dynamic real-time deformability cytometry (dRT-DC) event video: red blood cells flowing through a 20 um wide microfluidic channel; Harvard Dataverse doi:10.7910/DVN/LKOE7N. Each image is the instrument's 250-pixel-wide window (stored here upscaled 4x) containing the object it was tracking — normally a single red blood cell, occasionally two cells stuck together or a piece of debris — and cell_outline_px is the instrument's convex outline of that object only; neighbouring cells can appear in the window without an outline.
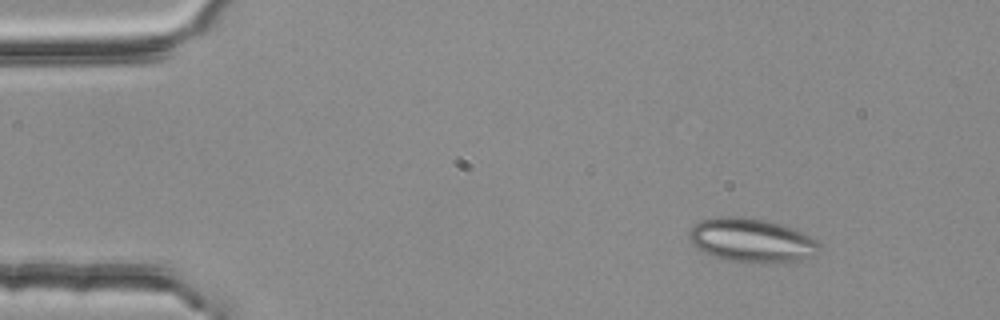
{"species": "common noctule bat (a hibernating species)", "species_latin": "Nyctalus noctula", "temperature_condition": "room temperature", "stored_images_in_passage": 2, "camera_frame_rate_fps": 3000, "um_per_image_px": 0.085, "animal": {"sex": "female", "body_mass_g": 25.1}, "frame": {"image": 1, "passage_image": 1, "time_ms": 0.0, "image_size_px": [1000, 320], "cell_outline_px": [[820, 244], [812, 256], [804, 260], [732, 260], [716, 256], [704, 252], [696, 248], [692, 244], [688, 236], [688, 232], [696, 224], [704, 220], [720, 216], [740, 216], [768, 220], [784, 224], [796, 228], [816, 240]], "centroid_in_image_um": [63.87, 20.36], "position_along_channel_um": 21.1, "area_um2": 32.37}}